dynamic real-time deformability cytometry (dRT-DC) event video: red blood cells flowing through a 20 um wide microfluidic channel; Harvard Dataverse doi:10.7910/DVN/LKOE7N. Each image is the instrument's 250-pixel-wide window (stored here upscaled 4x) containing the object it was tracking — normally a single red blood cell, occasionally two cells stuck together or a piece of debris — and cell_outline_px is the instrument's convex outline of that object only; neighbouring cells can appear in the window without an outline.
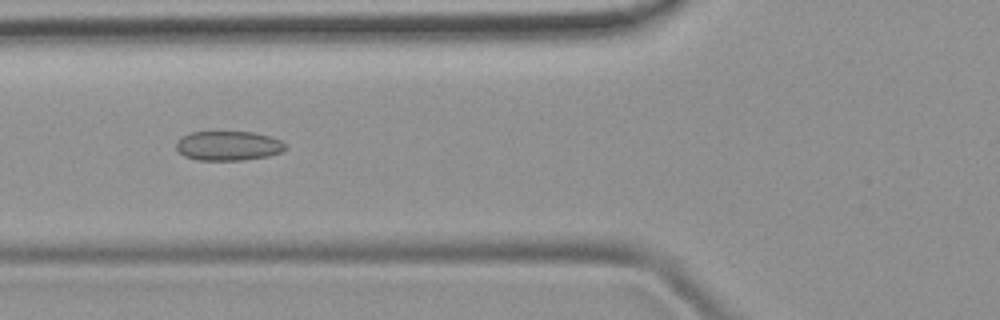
{"species": "common noctule bat (a hibernating species)", "species_latin": "Nyctalus noctula", "temperature_condition": "room temperature", "stored_images_in_passage": 48, "camera_frame_rate_fps": 3000, "um_per_image_px": 0.085, "animal": {"sex": "female", "body_mass_g": 19.9}, "frame": {"image": 1, "passage_image": 18, "time_ms": 5.667, "image_size_px": [1000, 320], "cell_outline_px": [[288, 148], [280, 152], [268, 156], [244, 160], [196, 160], [184, 156], [176, 148], [176, 140], [180, 136], [192, 132], [252, 132], [268, 136], [280, 140]], "centroid_in_image_um": [19.37, 12.39], "position_along_channel_um": 106.4, "area_um2": 18.79}}
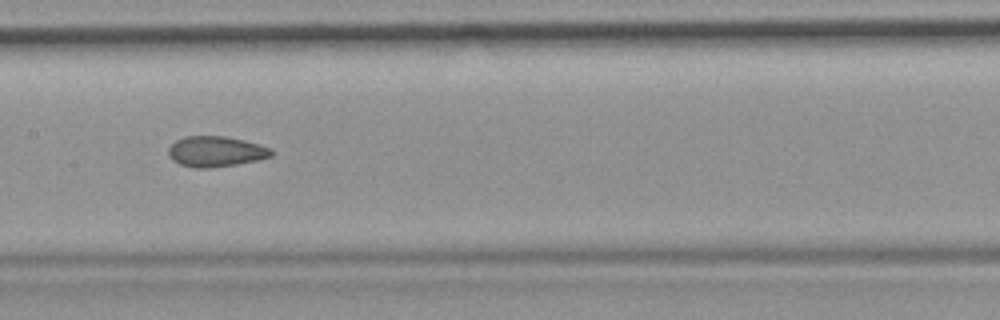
{"frame": {"image": 2, "passage_image": 24, "time_ms": 7.667, "image_size_px": [1000, 320], "cell_outline_px": [[276, 152], [272, 156], [260, 160], [212, 168], [196, 168], [180, 164], [172, 160], [168, 156], [168, 148], [176, 140], [184, 136], [224, 136], [244, 140], [260, 144], [272, 148]], "centroid_in_image_um": [18.38, 12.88], "position_along_channel_um": 189.0, "area_um2": 18.61}}
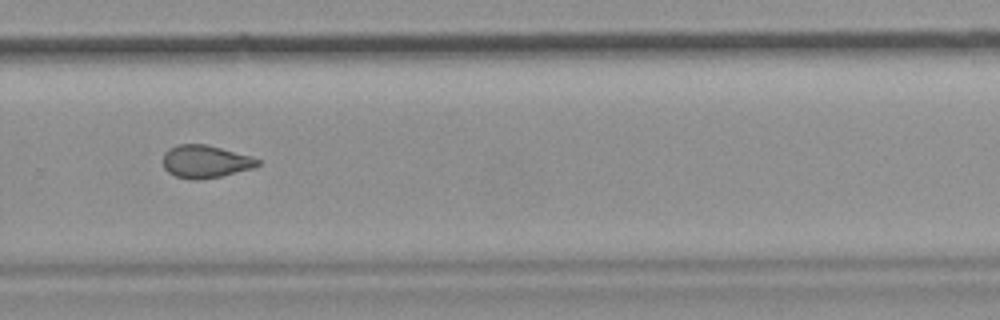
{"frame": {"image": 3, "passage_image": 33, "time_ms": 10.667, "image_size_px": [1000, 320], "cell_outline_px": [[260, 164], [252, 168], [220, 176], [200, 180], [192, 180], [176, 176], [168, 172], [164, 168], [164, 152], [168, 148], [180, 144], [204, 144], [252, 156], [260, 160]], "centroid_in_image_um": [17.44, 13.73], "position_along_channel_um": 312.4, "area_um2": 17.92}}